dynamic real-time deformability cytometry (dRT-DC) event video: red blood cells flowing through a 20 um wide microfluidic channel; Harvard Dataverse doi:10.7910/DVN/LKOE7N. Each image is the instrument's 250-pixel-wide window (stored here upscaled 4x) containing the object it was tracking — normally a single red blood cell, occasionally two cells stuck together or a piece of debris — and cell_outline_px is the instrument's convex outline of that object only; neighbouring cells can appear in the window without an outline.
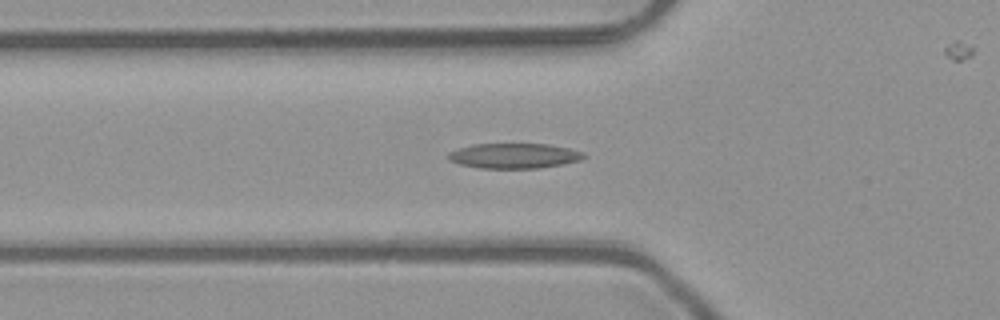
{"species": "common noctule bat (a hibernating species)", "species_latin": "Nyctalus noctula", "temperature_condition": "room temperature", "stored_images_in_passage": 53, "camera_frame_rate_fps": 3000, "um_per_image_px": 0.085, "animal": {"sex": "male", "body_mass_g": 23.1, "forearm_length_mm": 52.7}, "frame": {"image": 1, "passage_image": 19, "time_ms": 6.0, "image_size_px": [1000, 320], "cell_outline_px": [[588, 156], [580, 160], [564, 164], [540, 168], [480, 168], [460, 164], [448, 160], [448, 152], [472, 144], [548, 144], [568, 148], [584, 152]], "centroid_in_image_um": [43.73, 13.24], "position_along_channel_um": 82.1, "area_um2": 19.88}}
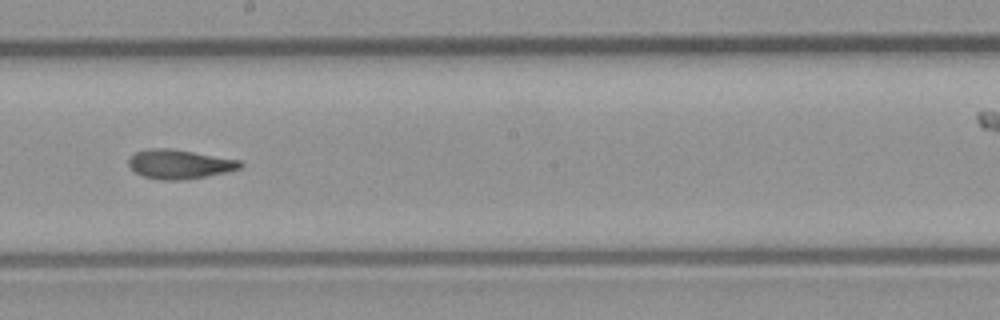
{"frame": {"image": 2, "passage_image": 30, "time_ms": 9.667, "image_size_px": [1000, 320], "cell_outline_px": [[244, 164], [240, 168], [224, 172], [184, 180], [160, 180], [144, 176], [136, 172], [128, 164], [128, 160], [136, 152], [148, 148], [168, 148], [240, 160]], "centroid_in_image_um": [15.24, 13.95], "position_along_channel_um": 233.0, "area_um2": 18.67}}
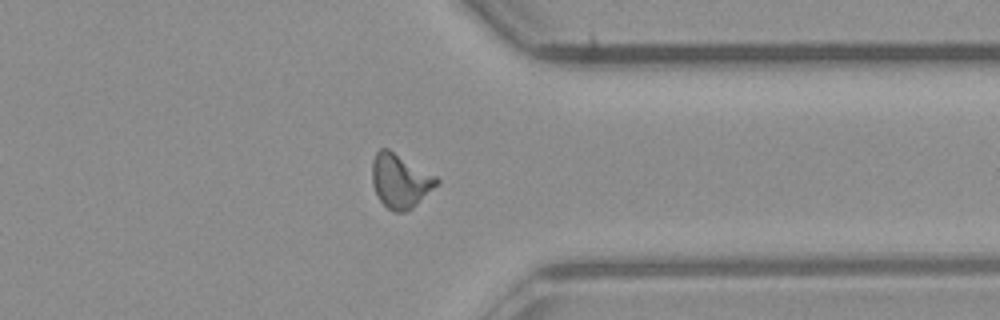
{"frame": {"image": 3, "passage_image": 41, "time_ms": 13.333, "image_size_px": [1000, 320], "cell_outline_px": [[440, 180], [412, 208], [404, 212], [392, 212], [376, 196], [372, 184], [372, 160], [376, 152], [380, 148], [388, 148], [436, 176]], "centroid_in_image_um": [33.96, 15.36], "position_along_channel_um": 377.4, "area_um2": 20.11}, "authors_computed_cell_mechanics": {"area_um2": 18.8428, "velocity_mm_per_s": 4.0722, "shape_relaxation_time_tau1_ms": 8.1041, "shape_relaxation_time_tau2_ms": 2.1662, "deformation_change_tau1": 0.2314, "deformation_change_tau2": 0.0998}}